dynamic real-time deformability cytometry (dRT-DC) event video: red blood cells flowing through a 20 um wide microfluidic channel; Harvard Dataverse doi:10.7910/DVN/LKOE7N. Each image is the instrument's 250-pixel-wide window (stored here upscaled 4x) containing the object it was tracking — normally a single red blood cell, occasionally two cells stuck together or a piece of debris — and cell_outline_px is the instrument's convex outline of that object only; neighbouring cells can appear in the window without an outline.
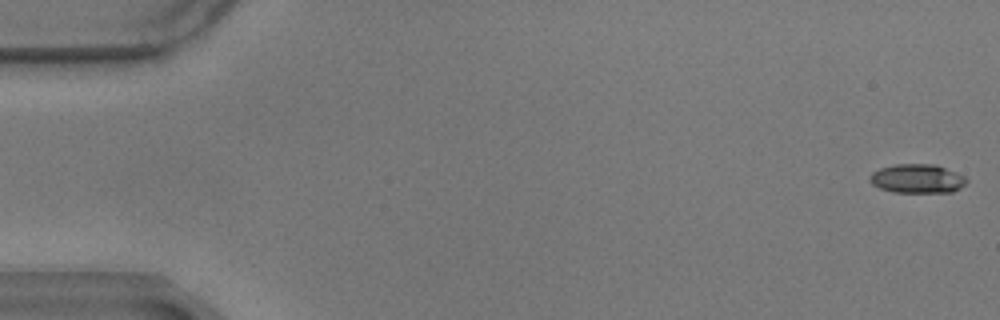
{"species": "common noctule bat (a hibernating species)", "species_latin": "Nyctalus noctula", "temperature_condition": "warm", "stored_images_in_passage": 17, "camera_frame_rate_fps": 3000, "um_per_image_px": 0.085, "animal": {"sex": "male", "body_mass_g": 17.9}, "frame": {"image": 1, "passage_image": 1, "time_ms": 0.0, "image_size_px": [1000, 320], "cell_outline_px": [[968, 180], [960, 188], [952, 192], [892, 192], [880, 188], [872, 184], [868, 180], [868, 176], [872, 172], [880, 168], [896, 164], [936, 164], [964, 176]], "centroid_in_image_um": [77.93, 15.18], "position_along_channel_um": 7.1, "area_um2": 16.36}}
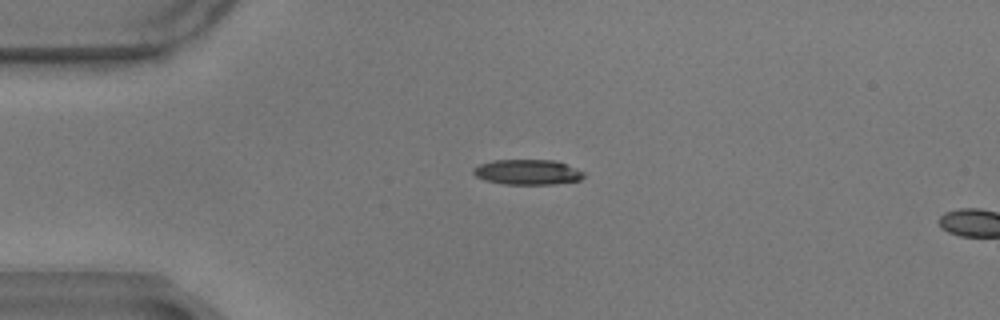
{"frame": {"image": 2, "passage_image": 14, "time_ms": 4.333, "image_size_px": [1000, 320], "cell_outline_px": [[584, 176], [580, 180], [556, 184], [504, 184], [484, 180], [476, 176], [472, 172], [472, 168], [480, 164], [492, 160], [552, 160], [564, 164], [584, 172]], "centroid_in_image_um": [44.79, 14.63], "position_along_channel_um": 40.2, "area_um2": 16.13}}